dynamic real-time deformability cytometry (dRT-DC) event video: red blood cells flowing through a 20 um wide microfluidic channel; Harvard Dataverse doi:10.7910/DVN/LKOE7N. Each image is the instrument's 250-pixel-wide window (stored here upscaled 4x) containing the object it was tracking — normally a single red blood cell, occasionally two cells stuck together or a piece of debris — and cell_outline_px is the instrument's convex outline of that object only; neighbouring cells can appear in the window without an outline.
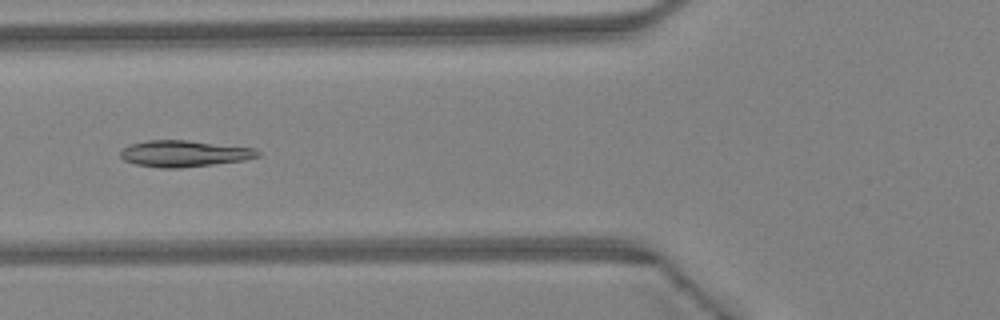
{"species": "Egyptian fruit bat (a non-hibernating species)", "species_latin": "Rousettus aegyptiacus", "temperature_condition": "warm", "stored_images_in_passage": 45, "camera_frame_rate_fps": 3000, "um_per_image_px": 0.085, "animal": {"sex": "female"}, "frame": {"image": 1, "passage_image": 18, "time_ms": 5.667, "image_size_px": [1000, 320], "cell_outline_px": [[260, 156], [244, 160], [212, 164], [176, 168], [160, 168], [136, 164], [124, 160], [120, 156], [120, 152], [124, 148], [132, 144], [148, 140], [188, 140], [256, 148], [260, 152]], "centroid_in_image_um": [15.68, 13.05], "position_along_channel_um": 110.1, "area_um2": 20.98}}
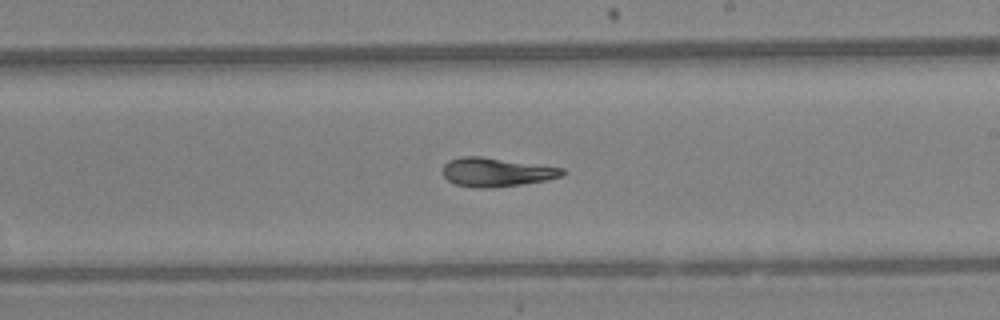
{"frame": {"image": 2, "passage_image": 27, "time_ms": 8.667, "image_size_px": [1000, 320], "cell_outline_px": [[568, 172], [564, 176], [544, 180], [520, 184], [492, 188], [476, 188], [456, 184], [448, 180], [444, 176], [444, 164], [448, 160], [460, 156], [480, 156], [564, 168]], "centroid_in_image_um": [42.21, 14.63], "position_along_channel_um": 246.8, "area_um2": 20.06}}
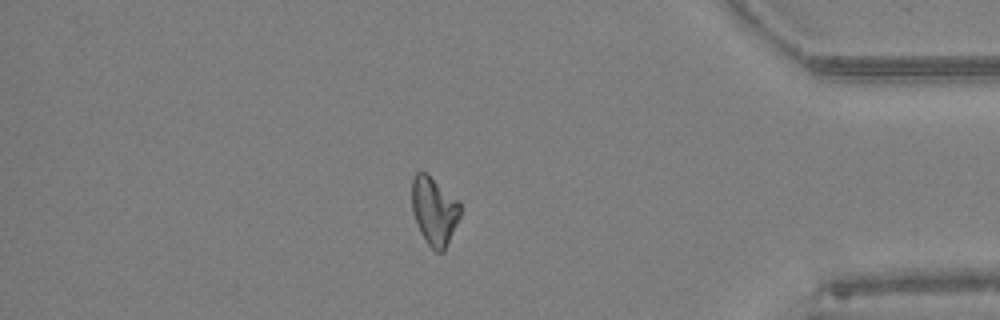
{"frame": {"image": 3, "passage_image": 39, "time_ms": 12.667, "image_size_px": [1000, 320], "cell_outline_px": [[460, 216], [444, 252], [436, 252], [428, 244], [420, 232], [412, 212], [412, 180], [416, 172], [424, 172], [460, 200]], "centroid_in_image_um": [36.91, 17.93], "position_along_channel_um": 398.3, "area_um2": 19.13}, "authors_computed_cell_mechanics": {"area_um2": 20.5768, "velocity_mm_per_s": 4.5861, "shape_relaxation_time_tau1_ms": 9.9734, "shape_relaxation_time_tau2_ms": 4.5334, "deformation_change_tau1": 0.2581, "deformation_change_tau2": 0.1029}}